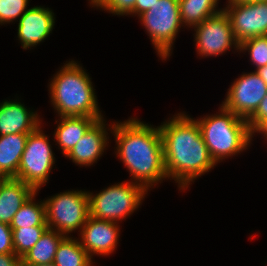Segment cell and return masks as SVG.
I'll list each match as a JSON object with an SVG mask.
<instances>
[{
    "label": "cell",
    "mask_w": 267,
    "mask_h": 266,
    "mask_svg": "<svg viewBox=\"0 0 267 266\" xmlns=\"http://www.w3.org/2000/svg\"><path fill=\"white\" fill-rule=\"evenodd\" d=\"M181 112L161 123L163 157L168 179L186 190L217 164L211 158L196 120Z\"/></svg>",
    "instance_id": "cell-1"
},
{
    "label": "cell",
    "mask_w": 267,
    "mask_h": 266,
    "mask_svg": "<svg viewBox=\"0 0 267 266\" xmlns=\"http://www.w3.org/2000/svg\"><path fill=\"white\" fill-rule=\"evenodd\" d=\"M116 143L115 154L128 168L131 182L147 191L168 179L159 126L141 122L138 118L114 122L111 130Z\"/></svg>",
    "instance_id": "cell-2"
},
{
    "label": "cell",
    "mask_w": 267,
    "mask_h": 266,
    "mask_svg": "<svg viewBox=\"0 0 267 266\" xmlns=\"http://www.w3.org/2000/svg\"><path fill=\"white\" fill-rule=\"evenodd\" d=\"M67 62L49 82L50 101L55 112L59 117H103L86 70L75 60Z\"/></svg>",
    "instance_id": "cell-3"
},
{
    "label": "cell",
    "mask_w": 267,
    "mask_h": 266,
    "mask_svg": "<svg viewBox=\"0 0 267 266\" xmlns=\"http://www.w3.org/2000/svg\"><path fill=\"white\" fill-rule=\"evenodd\" d=\"M220 106L217 114L195 119L216 164L245 151L252 144V132L247 120Z\"/></svg>",
    "instance_id": "cell-4"
},
{
    "label": "cell",
    "mask_w": 267,
    "mask_h": 266,
    "mask_svg": "<svg viewBox=\"0 0 267 266\" xmlns=\"http://www.w3.org/2000/svg\"><path fill=\"white\" fill-rule=\"evenodd\" d=\"M118 183L96 194L87 192L91 217L119 223L139 208L148 191L135 182Z\"/></svg>",
    "instance_id": "cell-5"
},
{
    "label": "cell",
    "mask_w": 267,
    "mask_h": 266,
    "mask_svg": "<svg viewBox=\"0 0 267 266\" xmlns=\"http://www.w3.org/2000/svg\"><path fill=\"white\" fill-rule=\"evenodd\" d=\"M139 19L161 60L169 58L177 33L183 26L178 0H158Z\"/></svg>",
    "instance_id": "cell-6"
},
{
    "label": "cell",
    "mask_w": 267,
    "mask_h": 266,
    "mask_svg": "<svg viewBox=\"0 0 267 266\" xmlns=\"http://www.w3.org/2000/svg\"><path fill=\"white\" fill-rule=\"evenodd\" d=\"M88 191H64L44 199L46 223L49 229L69 236L81 231L89 214Z\"/></svg>",
    "instance_id": "cell-7"
},
{
    "label": "cell",
    "mask_w": 267,
    "mask_h": 266,
    "mask_svg": "<svg viewBox=\"0 0 267 266\" xmlns=\"http://www.w3.org/2000/svg\"><path fill=\"white\" fill-rule=\"evenodd\" d=\"M51 148L49 137L40 125L27 137L15 178L39 191L44 184L48 183L50 172L55 164V156Z\"/></svg>",
    "instance_id": "cell-8"
},
{
    "label": "cell",
    "mask_w": 267,
    "mask_h": 266,
    "mask_svg": "<svg viewBox=\"0 0 267 266\" xmlns=\"http://www.w3.org/2000/svg\"><path fill=\"white\" fill-rule=\"evenodd\" d=\"M192 28L195 30L196 51L201 57L218 56L232 47L239 51L240 44L234 37L230 20L224 10Z\"/></svg>",
    "instance_id": "cell-9"
},
{
    "label": "cell",
    "mask_w": 267,
    "mask_h": 266,
    "mask_svg": "<svg viewBox=\"0 0 267 266\" xmlns=\"http://www.w3.org/2000/svg\"><path fill=\"white\" fill-rule=\"evenodd\" d=\"M267 94V84L256 71L243 73L228 88L222 106L248 119Z\"/></svg>",
    "instance_id": "cell-10"
},
{
    "label": "cell",
    "mask_w": 267,
    "mask_h": 266,
    "mask_svg": "<svg viewBox=\"0 0 267 266\" xmlns=\"http://www.w3.org/2000/svg\"><path fill=\"white\" fill-rule=\"evenodd\" d=\"M227 14L236 41L267 35V0L227 3Z\"/></svg>",
    "instance_id": "cell-11"
},
{
    "label": "cell",
    "mask_w": 267,
    "mask_h": 266,
    "mask_svg": "<svg viewBox=\"0 0 267 266\" xmlns=\"http://www.w3.org/2000/svg\"><path fill=\"white\" fill-rule=\"evenodd\" d=\"M119 223L88 217L79 235L82 248L89 254L107 256L117 249L120 236Z\"/></svg>",
    "instance_id": "cell-12"
},
{
    "label": "cell",
    "mask_w": 267,
    "mask_h": 266,
    "mask_svg": "<svg viewBox=\"0 0 267 266\" xmlns=\"http://www.w3.org/2000/svg\"><path fill=\"white\" fill-rule=\"evenodd\" d=\"M17 21V37L26 50L36 47L52 33L55 15L50 8L34 6L27 9Z\"/></svg>",
    "instance_id": "cell-13"
},
{
    "label": "cell",
    "mask_w": 267,
    "mask_h": 266,
    "mask_svg": "<svg viewBox=\"0 0 267 266\" xmlns=\"http://www.w3.org/2000/svg\"><path fill=\"white\" fill-rule=\"evenodd\" d=\"M105 119L97 120L78 141L74 148L65 156L69 158L76 165L80 166H91L95 163L99 157H101L107 150L109 145V134L107 130L111 131L112 125H108Z\"/></svg>",
    "instance_id": "cell-14"
},
{
    "label": "cell",
    "mask_w": 267,
    "mask_h": 266,
    "mask_svg": "<svg viewBox=\"0 0 267 266\" xmlns=\"http://www.w3.org/2000/svg\"><path fill=\"white\" fill-rule=\"evenodd\" d=\"M38 112L25 107L19 100H4L0 103V136L34 132L40 125Z\"/></svg>",
    "instance_id": "cell-15"
},
{
    "label": "cell",
    "mask_w": 267,
    "mask_h": 266,
    "mask_svg": "<svg viewBox=\"0 0 267 266\" xmlns=\"http://www.w3.org/2000/svg\"><path fill=\"white\" fill-rule=\"evenodd\" d=\"M36 192L19 179L1 177L0 222L10 224L16 212Z\"/></svg>",
    "instance_id": "cell-16"
},
{
    "label": "cell",
    "mask_w": 267,
    "mask_h": 266,
    "mask_svg": "<svg viewBox=\"0 0 267 266\" xmlns=\"http://www.w3.org/2000/svg\"><path fill=\"white\" fill-rule=\"evenodd\" d=\"M104 117H87V116H74V117H59V123L54 132V142L56 141L62 154L66 156L88 131V129L100 119Z\"/></svg>",
    "instance_id": "cell-17"
},
{
    "label": "cell",
    "mask_w": 267,
    "mask_h": 266,
    "mask_svg": "<svg viewBox=\"0 0 267 266\" xmlns=\"http://www.w3.org/2000/svg\"><path fill=\"white\" fill-rule=\"evenodd\" d=\"M29 134L15 133L0 136V177L15 178Z\"/></svg>",
    "instance_id": "cell-18"
},
{
    "label": "cell",
    "mask_w": 267,
    "mask_h": 266,
    "mask_svg": "<svg viewBox=\"0 0 267 266\" xmlns=\"http://www.w3.org/2000/svg\"><path fill=\"white\" fill-rule=\"evenodd\" d=\"M66 236L47 229L39 241L21 258V264H49L54 261L60 242Z\"/></svg>",
    "instance_id": "cell-19"
},
{
    "label": "cell",
    "mask_w": 267,
    "mask_h": 266,
    "mask_svg": "<svg viewBox=\"0 0 267 266\" xmlns=\"http://www.w3.org/2000/svg\"><path fill=\"white\" fill-rule=\"evenodd\" d=\"M218 1L220 0H178L182 25L192 28L221 12L223 8H217Z\"/></svg>",
    "instance_id": "cell-20"
},
{
    "label": "cell",
    "mask_w": 267,
    "mask_h": 266,
    "mask_svg": "<svg viewBox=\"0 0 267 266\" xmlns=\"http://www.w3.org/2000/svg\"><path fill=\"white\" fill-rule=\"evenodd\" d=\"M53 263L56 266H93L94 262L82 248L79 239L66 236L59 244Z\"/></svg>",
    "instance_id": "cell-21"
},
{
    "label": "cell",
    "mask_w": 267,
    "mask_h": 266,
    "mask_svg": "<svg viewBox=\"0 0 267 266\" xmlns=\"http://www.w3.org/2000/svg\"><path fill=\"white\" fill-rule=\"evenodd\" d=\"M37 193L38 191L33 194L16 212L12 222L10 223L11 228L48 226L46 223L44 200L39 202L34 201Z\"/></svg>",
    "instance_id": "cell-22"
},
{
    "label": "cell",
    "mask_w": 267,
    "mask_h": 266,
    "mask_svg": "<svg viewBox=\"0 0 267 266\" xmlns=\"http://www.w3.org/2000/svg\"><path fill=\"white\" fill-rule=\"evenodd\" d=\"M15 254L22 258L41 238L48 226L11 228Z\"/></svg>",
    "instance_id": "cell-23"
},
{
    "label": "cell",
    "mask_w": 267,
    "mask_h": 266,
    "mask_svg": "<svg viewBox=\"0 0 267 266\" xmlns=\"http://www.w3.org/2000/svg\"><path fill=\"white\" fill-rule=\"evenodd\" d=\"M250 55L251 65H255V71L267 65V35L256 36L247 39L239 45V52H246Z\"/></svg>",
    "instance_id": "cell-24"
},
{
    "label": "cell",
    "mask_w": 267,
    "mask_h": 266,
    "mask_svg": "<svg viewBox=\"0 0 267 266\" xmlns=\"http://www.w3.org/2000/svg\"><path fill=\"white\" fill-rule=\"evenodd\" d=\"M29 0H0V24L13 23L19 19L25 11Z\"/></svg>",
    "instance_id": "cell-25"
},
{
    "label": "cell",
    "mask_w": 267,
    "mask_h": 266,
    "mask_svg": "<svg viewBox=\"0 0 267 266\" xmlns=\"http://www.w3.org/2000/svg\"><path fill=\"white\" fill-rule=\"evenodd\" d=\"M136 0H100L95 6L118 16H127L133 9Z\"/></svg>",
    "instance_id": "cell-26"
},
{
    "label": "cell",
    "mask_w": 267,
    "mask_h": 266,
    "mask_svg": "<svg viewBox=\"0 0 267 266\" xmlns=\"http://www.w3.org/2000/svg\"><path fill=\"white\" fill-rule=\"evenodd\" d=\"M0 254H15L10 224L0 222Z\"/></svg>",
    "instance_id": "cell-27"
},
{
    "label": "cell",
    "mask_w": 267,
    "mask_h": 266,
    "mask_svg": "<svg viewBox=\"0 0 267 266\" xmlns=\"http://www.w3.org/2000/svg\"><path fill=\"white\" fill-rule=\"evenodd\" d=\"M267 118V94L260 102L256 111L247 119L251 132Z\"/></svg>",
    "instance_id": "cell-28"
},
{
    "label": "cell",
    "mask_w": 267,
    "mask_h": 266,
    "mask_svg": "<svg viewBox=\"0 0 267 266\" xmlns=\"http://www.w3.org/2000/svg\"><path fill=\"white\" fill-rule=\"evenodd\" d=\"M158 0H136L134 9L128 15H135L139 17L144 12L150 10L155 2Z\"/></svg>",
    "instance_id": "cell-29"
},
{
    "label": "cell",
    "mask_w": 267,
    "mask_h": 266,
    "mask_svg": "<svg viewBox=\"0 0 267 266\" xmlns=\"http://www.w3.org/2000/svg\"><path fill=\"white\" fill-rule=\"evenodd\" d=\"M0 266H21V258L16 254H0Z\"/></svg>",
    "instance_id": "cell-30"
},
{
    "label": "cell",
    "mask_w": 267,
    "mask_h": 266,
    "mask_svg": "<svg viewBox=\"0 0 267 266\" xmlns=\"http://www.w3.org/2000/svg\"><path fill=\"white\" fill-rule=\"evenodd\" d=\"M255 133H261L262 136L264 135L265 140H267V118L252 131V138Z\"/></svg>",
    "instance_id": "cell-31"
},
{
    "label": "cell",
    "mask_w": 267,
    "mask_h": 266,
    "mask_svg": "<svg viewBox=\"0 0 267 266\" xmlns=\"http://www.w3.org/2000/svg\"><path fill=\"white\" fill-rule=\"evenodd\" d=\"M256 72L259 74V76L264 80V82L267 84V65L260 67L256 70Z\"/></svg>",
    "instance_id": "cell-32"
},
{
    "label": "cell",
    "mask_w": 267,
    "mask_h": 266,
    "mask_svg": "<svg viewBox=\"0 0 267 266\" xmlns=\"http://www.w3.org/2000/svg\"><path fill=\"white\" fill-rule=\"evenodd\" d=\"M21 266H56L53 262L49 264H21Z\"/></svg>",
    "instance_id": "cell-33"
},
{
    "label": "cell",
    "mask_w": 267,
    "mask_h": 266,
    "mask_svg": "<svg viewBox=\"0 0 267 266\" xmlns=\"http://www.w3.org/2000/svg\"><path fill=\"white\" fill-rule=\"evenodd\" d=\"M250 1H260V0H227L226 3H240V2H250Z\"/></svg>",
    "instance_id": "cell-34"
},
{
    "label": "cell",
    "mask_w": 267,
    "mask_h": 266,
    "mask_svg": "<svg viewBox=\"0 0 267 266\" xmlns=\"http://www.w3.org/2000/svg\"><path fill=\"white\" fill-rule=\"evenodd\" d=\"M100 0H89L92 7H94Z\"/></svg>",
    "instance_id": "cell-35"
}]
</instances>
